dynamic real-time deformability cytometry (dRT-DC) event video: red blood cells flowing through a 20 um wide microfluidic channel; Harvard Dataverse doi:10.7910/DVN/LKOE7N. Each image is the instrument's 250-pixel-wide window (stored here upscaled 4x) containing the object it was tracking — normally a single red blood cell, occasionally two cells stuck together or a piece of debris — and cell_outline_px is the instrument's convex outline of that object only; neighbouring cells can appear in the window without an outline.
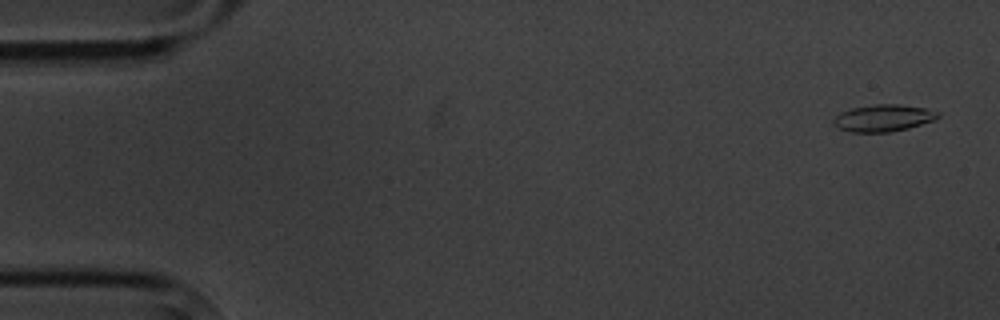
{"species": "common noctule bat (a hibernating species)", "species_latin": "Nyctalus noctula", "temperature_condition": "cold", "stored_images_in_passage": 5, "camera_frame_rate_fps": 3000, "um_per_image_px": 0.085, "animal": {"sex": "male", "body_mass_g": 20.1, "forearm_length_mm": 53.5}, "frame": {"image": 1, "passage_image": 1, "time_ms": 0.0, "image_size_px": [1000, 320], "cell_outline_px": [[940, 116], [936, 120], [908, 128], [888, 132], [848, 132], [840, 128], [832, 120], [840, 112], [852, 108], [872, 104], [900, 104], [928, 108], [940, 112]], "centroid_in_image_um": [75.14, 10.02], "position_along_channel_um": 9.9, "area_um2": 16.53}}